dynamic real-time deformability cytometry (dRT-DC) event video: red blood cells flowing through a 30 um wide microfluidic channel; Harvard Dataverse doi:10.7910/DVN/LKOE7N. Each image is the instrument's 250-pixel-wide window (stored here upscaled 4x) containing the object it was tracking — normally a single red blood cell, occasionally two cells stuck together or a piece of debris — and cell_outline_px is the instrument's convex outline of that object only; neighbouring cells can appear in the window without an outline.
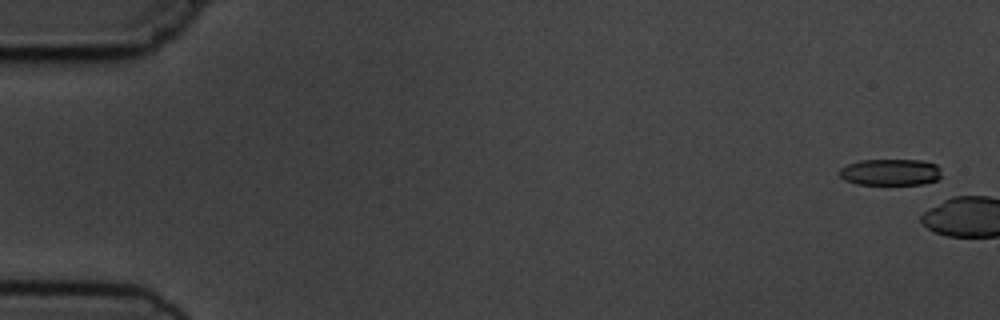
{"species": "common noctule bat (a hibernating species)", "species_latin": "Nyctalus noctula", "temperature_condition": "cold", "stored_images_in_passage": 6, "camera_frame_rate_fps": 3000, "um_per_image_px": 0.085, "animal": {"sex": "male", "body_mass_g": 19.5, "forearm_length_mm": 54.6}, "frame": {"image": 1, "passage_image": 1, "time_ms": 0.0, "image_size_px": [1000, 320], "cell_outline_px": [[940, 176], [936, 180], [924, 184], [856, 184], [844, 180], [840, 176], [840, 168], [848, 164], [860, 160], [924, 160], [936, 164], [940, 168]], "centroid_in_image_um": [75.69, 14.63], "position_along_channel_um": 9.3, "area_um2": 15.78}}